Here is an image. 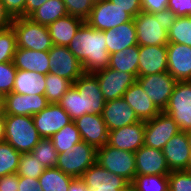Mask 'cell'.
<instances>
[{"mask_svg": "<svg viewBox=\"0 0 191 191\" xmlns=\"http://www.w3.org/2000/svg\"><path fill=\"white\" fill-rule=\"evenodd\" d=\"M162 151L170 171L189 170L191 150L185 132L171 137Z\"/></svg>", "mask_w": 191, "mask_h": 191, "instance_id": "obj_19", "label": "cell"}, {"mask_svg": "<svg viewBox=\"0 0 191 191\" xmlns=\"http://www.w3.org/2000/svg\"><path fill=\"white\" fill-rule=\"evenodd\" d=\"M93 74L97 77L105 101L123 98L125 91L137 80L131 73L109 67Z\"/></svg>", "mask_w": 191, "mask_h": 191, "instance_id": "obj_12", "label": "cell"}, {"mask_svg": "<svg viewBox=\"0 0 191 191\" xmlns=\"http://www.w3.org/2000/svg\"><path fill=\"white\" fill-rule=\"evenodd\" d=\"M12 19L25 17L26 0H1Z\"/></svg>", "mask_w": 191, "mask_h": 191, "instance_id": "obj_44", "label": "cell"}, {"mask_svg": "<svg viewBox=\"0 0 191 191\" xmlns=\"http://www.w3.org/2000/svg\"><path fill=\"white\" fill-rule=\"evenodd\" d=\"M167 46H139L138 76L167 72Z\"/></svg>", "mask_w": 191, "mask_h": 191, "instance_id": "obj_23", "label": "cell"}, {"mask_svg": "<svg viewBox=\"0 0 191 191\" xmlns=\"http://www.w3.org/2000/svg\"><path fill=\"white\" fill-rule=\"evenodd\" d=\"M160 112L166 109L177 81L168 72L138 76L136 80Z\"/></svg>", "mask_w": 191, "mask_h": 191, "instance_id": "obj_8", "label": "cell"}, {"mask_svg": "<svg viewBox=\"0 0 191 191\" xmlns=\"http://www.w3.org/2000/svg\"><path fill=\"white\" fill-rule=\"evenodd\" d=\"M145 121L109 131L107 144L121 150L136 152L144 145Z\"/></svg>", "mask_w": 191, "mask_h": 191, "instance_id": "obj_18", "label": "cell"}, {"mask_svg": "<svg viewBox=\"0 0 191 191\" xmlns=\"http://www.w3.org/2000/svg\"><path fill=\"white\" fill-rule=\"evenodd\" d=\"M139 45L128 47L124 50L110 54L109 68L131 73L138 77Z\"/></svg>", "mask_w": 191, "mask_h": 191, "instance_id": "obj_29", "label": "cell"}, {"mask_svg": "<svg viewBox=\"0 0 191 191\" xmlns=\"http://www.w3.org/2000/svg\"><path fill=\"white\" fill-rule=\"evenodd\" d=\"M73 86L81 95L82 111L84 114L102 115L105 100L100 89L97 77L93 73L84 72Z\"/></svg>", "mask_w": 191, "mask_h": 191, "instance_id": "obj_11", "label": "cell"}, {"mask_svg": "<svg viewBox=\"0 0 191 191\" xmlns=\"http://www.w3.org/2000/svg\"><path fill=\"white\" fill-rule=\"evenodd\" d=\"M134 155L136 175H169L171 172L162 150L143 145Z\"/></svg>", "mask_w": 191, "mask_h": 191, "instance_id": "obj_21", "label": "cell"}, {"mask_svg": "<svg viewBox=\"0 0 191 191\" xmlns=\"http://www.w3.org/2000/svg\"><path fill=\"white\" fill-rule=\"evenodd\" d=\"M67 15L62 0H47L42 6L33 11L28 17L38 24L48 26L57 19Z\"/></svg>", "mask_w": 191, "mask_h": 191, "instance_id": "obj_30", "label": "cell"}, {"mask_svg": "<svg viewBox=\"0 0 191 191\" xmlns=\"http://www.w3.org/2000/svg\"><path fill=\"white\" fill-rule=\"evenodd\" d=\"M123 99L133 108L140 121L151 120L160 113L137 81L125 91Z\"/></svg>", "mask_w": 191, "mask_h": 191, "instance_id": "obj_24", "label": "cell"}, {"mask_svg": "<svg viewBox=\"0 0 191 191\" xmlns=\"http://www.w3.org/2000/svg\"><path fill=\"white\" fill-rule=\"evenodd\" d=\"M168 41L191 47V16L176 17L168 30Z\"/></svg>", "mask_w": 191, "mask_h": 191, "instance_id": "obj_34", "label": "cell"}, {"mask_svg": "<svg viewBox=\"0 0 191 191\" xmlns=\"http://www.w3.org/2000/svg\"><path fill=\"white\" fill-rule=\"evenodd\" d=\"M81 178L88 187L87 191H124L130 186L126 179L110 173L97 162Z\"/></svg>", "mask_w": 191, "mask_h": 191, "instance_id": "obj_15", "label": "cell"}, {"mask_svg": "<svg viewBox=\"0 0 191 191\" xmlns=\"http://www.w3.org/2000/svg\"><path fill=\"white\" fill-rule=\"evenodd\" d=\"M46 75L26 70H17L13 92L18 94L44 95Z\"/></svg>", "mask_w": 191, "mask_h": 191, "instance_id": "obj_28", "label": "cell"}, {"mask_svg": "<svg viewBox=\"0 0 191 191\" xmlns=\"http://www.w3.org/2000/svg\"><path fill=\"white\" fill-rule=\"evenodd\" d=\"M96 162L97 148L82 140L65 152L58 153L56 167L73 178H81L84 172Z\"/></svg>", "mask_w": 191, "mask_h": 191, "instance_id": "obj_5", "label": "cell"}, {"mask_svg": "<svg viewBox=\"0 0 191 191\" xmlns=\"http://www.w3.org/2000/svg\"><path fill=\"white\" fill-rule=\"evenodd\" d=\"M167 72L176 81H191V47L185 44L168 43Z\"/></svg>", "mask_w": 191, "mask_h": 191, "instance_id": "obj_22", "label": "cell"}, {"mask_svg": "<svg viewBox=\"0 0 191 191\" xmlns=\"http://www.w3.org/2000/svg\"><path fill=\"white\" fill-rule=\"evenodd\" d=\"M67 14L76 16L84 21L89 17L94 3L91 0H62Z\"/></svg>", "mask_w": 191, "mask_h": 191, "instance_id": "obj_43", "label": "cell"}, {"mask_svg": "<svg viewBox=\"0 0 191 191\" xmlns=\"http://www.w3.org/2000/svg\"><path fill=\"white\" fill-rule=\"evenodd\" d=\"M31 153L34 157H37L46 168L56 167L58 152L50 138H41Z\"/></svg>", "mask_w": 191, "mask_h": 191, "instance_id": "obj_37", "label": "cell"}, {"mask_svg": "<svg viewBox=\"0 0 191 191\" xmlns=\"http://www.w3.org/2000/svg\"><path fill=\"white\" fill-rule=\"evenodd\" d=\"M4 135H5V113L0 107V142L4 141Z\"/></svg>", "mask_w": 191, "mask_h": 191, "instance_id": "obj_53", "label": "cell"}, {"mask_svg": "<svg viewBox=\"0 0 191 191\" xmlns=\"http://www.w3.org/2000/svg\"><path fill=\"white\" fill-rule=\"evenodd\" d=\"M16 34L17 48L34 51H49L53 43L47 26L32 21L29 17L13 19L11 26Z\"/></svg>", "mask_w": 191, "mask_h": 191, "instance_id": "obj_4", "label": "cell"}, {"mask_svg": "<svg viewBox=\"0 0 191 191\" xmlns=\"http://www.w3.org/2000/svg\"><path fill=\"white\" fill-rule=\"evenodd\" d=\"M72 179L57 167H52L46 168L38 181L43 191H68Z\"/></svg>", "mask_w": 191, "mask_h": 191, "instance_id": "obj_31", "label": "cell"}, {"mask_svg": "<svg viewBox=\"0 0 191 191\" xmlns=\"http://www.w3.org/2000/svg\"><path fill=\"white\" fill-rule=\"evenodd\" d=\"M93 3L100 2L102 0H91Z\"/></svg>", "mask_w": 191, "mask_h": 191, "instance_id": "obj_56", "label": "cell"}, {"mask_svg": "<svg viewBox=\"0 0 191 191\" xmlns=\"http://www.w3.org/2000/svg\"><path fill=\"white\" fill-rule=\"evenodd\" d=\"M47 0H26L25 17H28L33 11L42 6Z\"/></svg>", "mask_w": 191, "mask_h": 191, "instance_id": "obj_51", "label": "cell"}, {"mask_svg": "<svg viewBox=\"0 0 191 191\" xmlns=\"http://www.w3.org/2000/svg\"><path fill=\"white\" fill-rule=\"evenodd\" d=\"M127 191H136L134 188H132V186L130 185L128 188H127Z\"/></svg>", "mask_w": 191, "mask_h": 191, "instance_id": "obj_55", "label": "cell"}, {"mask_svg": "<svg viewBox=\"0 0 191 191\" xmlns=\"http://www.w3.org/2000/svg\"><path fill=\"white\" fill-rule=\"evenodd\" d=\"M168 187L169 191H191V172L171 171L168 175Z\"/></svg>", "mask_w": 191, "mask_h": 191, "instance_id": "obj_42", "label": "cell"}, {"mask_svg": "<svg viewBox=\"0 0 191 191\" xmlns=\"http://www.w3.org/2000/svg\"><path fill=\"white\" fill-rule=\"evenodd\" d=\"M58 104L70 115L72 121L83 115L81 95L73 85L62 96Z\"/></svg>", "mask_w": 191, "mask_h": 191, "instance_id": "obj_39", "label": "cell"}, {"mask_svg": "<svg viewBox=\"0 0 191 191\" xmlns=\"http://www.w3.org/2000/svg\"><path fill=\"white\" fill-rule=\"evenodd\" d=\"M16 49V34L13 28L0 31V63L13 62Z\"/></svg>", "mask_w": 191, "mask_h": 191, "instance_id": "obj_40", "label": "cell"}, {"mask_svg": "<svg viewBox=\"0 0 191 191\" xmlns=\"http://www.w3.org/2000/svg\"><path fill=\"white\" fill-rule=\"evenodd\" d=\"M50 73L74 83L85 71L81 62L65 46L53 45L49 50Z\"/></svg>", "mask_w": 191, "mask_h": 191, "instance_id": "obj_13", "label": "cell"}, {"mask_svg": "<svg viewBox=\"0 0 191 191\" xmlns=\"http://www.w3.org/2000/svg\"><path fill=\"white\" fill-rule=\"evenodd\" d=\"M41 139L31 116L5 114L4 141L20 153H29Z\"/></svg>", "mask_w": 191, "mask_h": 191, "instance_id": "obj_3", "label": "cell"}, {"mask_svg": "<svg viewBox=\"0 0 191 191\" xmlns=\"http://www.w3.org/2000/svg\"><path fill=\"white\" fill-rule=\"evenodd\" d=\"M67 47L81 62L86 73H95L109 66L110 53L107 51L104 32L95 30L86 21Z\"/></svg>", "mask_w": 191, "mask_h": 191, "instance_id": "obj_1", "label": "cell"}, {"mask_svg": "<svg viewBox=\"0 0 191 191\" xmlns=\"http://www.w3.org/2000/svg\"><path fill=\"white\" fill-rule=\"evenodd\" d=\"M46 167L31 152L21 153L17 174L24 177L38 179Z\"/></svg>", "mask_w": 191, "mask_h": 191, "instance_id": "obj_38", "label": "cell"}, {"mask_svg": "<svg viewBox=\"0 0 191 191\" xmlns=\"http://www.w3.org/2000/svg\"><path fill=\"white\" fill-rule=\"evenodd\" d=\"M21 153L6 141L0 142V177L17 173Z\"/></svg>", "mask_w": 191, "mask_h": 191, "instance_id": "obj_35", "label": "cell"}, {"mask_svg": "<svg viewBox=\"0 0 191 191\" xmlns=\"http://www.w3.org/2000/svg\"><path fill=\"white\" fill-rule=\"evenodd\" d=\"M130 185L136 191H169L168 175H135Z\"/></svg>", "mask_w": 191, "mask_h": 191, "instance_id": "obj_36", "label": "cell"}, {"mask_svg": "<svg viewBox=\"0 0 191 191\" xmlns=\"http://www.w3.org/2000/svg\"><path fill=\"white\" fill-rule=\"evenodd\" d=\"M169 0H141L142 11L156 13L168 8Z\"/></svg>", "mask_w": 191, "mask_h": 191, "instance_id": "obj_47", "label": "cell"}, {"mask_svg": "<svg viewBox=\"0 0 191 191\" xmlns=\"http://www.w3.org/2000/svg\"><path fill=\"white\" fill-rule=\"evenodd\" d=\"M13 19L7 13L4 4L0 0V31L11 28Z\"/></svg>", "mask_w": 191, "mask_h": 191, "instance_id": "obj_50", "label": "cell"}, {"mask_svg": "<svg viewBox=\"0 0 191 191\" xmlns=\"http://www.w3.org/2000/svg\"><path fill=\"white\" fill-rule=\"evenodd\" d=\"M83 22V19L67 14L48 25L53 45L67 47Z\"/></svg>", "mask_w": 191, "mask_h": 191, "instance_id": "obj_27", "label": "cell"}, {"mask_svg": "<svg viewBox=\"0 0 191 191\" xmlns=\"http://www.w3.org/2000/svg\"><path fill=\"white\" fill-rule=\"evenodd\" d=\"M50 139L58 153L65 152L70 147L82 141L79 130L77 129L74 121L65 125Z\"/></svg>", "mask_w": 191, "mask_h": 191, "instance_id": "obj_33", "label": "cell"}, {"mask_svg": "<svg viewBox=\"0 0 191 191\" xmlns=\"http://www.w3.org/2000/svg\"><path fill=\"white\" fill-rule=\"evenodd\" d=\"M97 163L110 173L123 177L130 184L136 175L134 152L117 149L106 144L97 148Z\"/></svg>", "mask_w": 191, "mask_h": 191, "instance_id": "obj_6", "label": "cell"}, {"mask_svg": "<svg viewBox=\"0 0 191 191\" xmlns=\"http://www.w3.org/2000/svg\"><path fill=\"white\" fill-rule=\"evenodd\" d=\"M19 175L17 173L0 177V191H18Z\"/></svg>", "mask_w": 191, "mask_h": 191, "instance_id": "obj_48", "label": "cell"}, {"mask_svg": "<svg viewBox=\"0 0 191 191\" xmlns=\"http://www.w3.org/2000/svg\"><path fill=\"white\" fill-rule=\"evenodd\" d=\"M186 135H187V138H188V141H189V147H190V150H191V131L187 132ZM189 168H191V156H190Z\"/></svg>", "mask_w": 191, "mask_h": 191, "instance_id": "obj_54", "label": "cell"}, {"mask_svg": "<svg viewBox=\"0 0 191 191\" xmlns=\"http://www.w3.org/2000/svg\"><path fill=\"white\" fill-rule=\"evenodd\" d=\"M17 69L13 62L0 63V98L13 92Z\"/></svg>", "mask_w": 191, "mask_h": 191, "instance_id": "obj_41", "label": "cell"}, {"mask_svg": "<svg viewBox=\"0 0 191 191\" xmlns=\"http://www.w3.org/2000/svg\"><path fill=\"white\" fill-rule=\"evenodd\" d=\"M132 19L128 13L109 0H102L94 3L91 13L85 21L95 30L106 31Z\"/></svg>", "mask_w": 191, "mask_h": 191, "instance_id": "obj_9", "label": "cell"}, {"mask_svg": "<svg viewBox=\"0 0 191 191\" xmlns=\"http://www.w3.org/2000/svg\"><path fill=\"white\" fill-rule=\"evenodd\" d=\"M46 87L44 95L48 103H59L62 96L71 88L73 83L55 73H48L45 78Z\"/></svg>", "mask_w": 191, "mask_h": 191, "instance_id": "obj_32", "label": "cell"}, {"mask_svg": "<svg viewBox=\"0 0 191 191\" xmlns=\"http://www.w3.org/2000/svg\"><path fill=\"white\" fill-rule=\"evenodd\" d=\"M102 118L108 131L139 122L133 108L123 98L105 102Z\"/></svg>", "mask_w": 191, "mask_h": 191, "instance_id": "obj_20", "label": "cell"}, {"mask_svg": "<svg viewBox=\"0 0 191 191\" xmlns=\"http://www.w3.org/2000/svg\"><path fill=\"white\" fill-rule=\"evenodd\" d=\"M180 132L177 123L164 112L145 121L144 145L163 150L165 144Z\"/></svg>", "mask_w": 191, "mask_h": 191, "instance_id": "obj_10", "label": "cell"}, {"mask_svg": "<svg viewBox=\"0 0 191 191\" xmlns=\"http://www.w3.org/2000/svg\"><path fill=\"white\" fill-rule=\"evenodd\" d=\"M17 70H26L47 75L50 73L49 51H34L17 48L13 59Z\"/></svg>", "mask_w": 191, "mask_h": 191, "instance_id": "obj_25", "label": "cell"}, {"mask_svg": "<svg viewBox=\"0 0 191 191\" xmlns=\"http://www.w3.org/2000/svg\"><path fill=\"white\" fill-rule=\"evenodd\" d=\"M106 38L107 51L110 54L138 45L137 33L133 19L122 23L114 29L103 31Z\"/></svg>", "mask_w": 191, "mask_h": 191, "instance_id": "obj_26", "label": "cell"}, {"mask_svg": "<svg viewBox=\"0 0 191 191\" xmlns=\"http://www.w3.org/2000/svg\"><path fill=\"white\" fill-rule=\"evenodd\" d=\"M32 118L41 138H51L72 122L70 115L58 103H49Z\"/></svg>", "mask_w": 191, "mask_h": 191, "instance_id": "obj_16", "label": "cell"}, {"mask_svg": "<svg viewBox=\"0 0 191 191\" xmlns=\"http://www.w3.org/2000/svg\"><path fill=\"white\" fill-rule=\"evenodd\" d=\"M87 188L82 178H73L68 191H87Z\"/></svg>", "mask_w": 191, "mask_h": 191, "instance_id": "obj_52", "label": "cell"}, {"mask_svg": "<svg viewBox=\"0 0 191 191\" xmlns=\"http://www.w3.org/2000/svg\"><path fill=\"white\" fill-rule=\"evenodd\" d=\"M18 191H43L38 179L19 176Z\"/></svg>", "mask_w": 191, "mask_h": 191, "instance_id": "obj_49", "label": "cell"}, {"mask_svg": "<svg viewBox=\"0 0 191 191\" xmlns=\"http://www.w3.org/2000/svg\"><path fill=\"white\" fill-rule=\"evenodd\" d=\"M48 104L45 95H24L15 92L9 93L1 100V107L5 114L31 117L41 112Z\"/></svg>", "mask_w": 191, "mask_h": 191, "instance_id": "obj_14", "label": "cell"}, {"mask_svg": "<svg viewBox=\"0 0 191 191\" xmlns=\"http://www.w3.org/2000/svg\"><path fill=\"white\" fill-rule=\"evenodd\" d=\"M164 113L185 133L191 131V81H177Z\"/></svg>", "mask_w": 191, "mask_h": 191, "instance_id": "obj_7", "label": "cell"}, {"mask_svg": "<svg viewBox=\"0 0 191 191\" xmlns=\"http://www.w3.org/2000/svg\"><path fill=\"white\" fill-rule=\"evenodd\" d=\"M74 122L83 141L96 148L107 144L109 131L102 115L84 114Z\"/></svg>", "mask_w": 191, "mask_h": 191, "instance_id": "obj_17", "label": "cell"}, {"mask_svg": "<svg viewBox=\"0 0 191 191\" xmlns=\"http://www.w3.org/2000/svg\"><path fill=\"white\" fill-rule=\"evenodd\" d=\"M168 8L177 16H191V0H169Z\"/></svg>", "mask_w": 191, "mask_h": 191, "instance_id": "obj_46", "label": "cell"}, {"mask_svg": "<svg viewBox=\"0 0 191 191\" xmlns=\"http://www.w3.org/2000/svg\"><path fill=\"white\" fill-rule=\"evenodd\" d=\"M176 17L169 8L156 13L141 11L133 18L137 44L139 46L167 45L169 43L168 30Z\"/></svg>", "mask_w": 191, "mask_h": 191, "instance_id": "obj_2", "label": "cell"}, {"mask_svg": "<svg viewBox=\"0 0 191 191\" xmlns=\"http://www.w3.org/2000/svg\"><path fill=\"white\" fill-rule=\"evenodd\" d=\"M115 6L120 7L132 18L136 17L142 11L141 0H109Z\"/></svg>", "mask_w": 191, "mask_h": 191, "instance_id": "obj_45", "label": "cell"}]
</instances>
